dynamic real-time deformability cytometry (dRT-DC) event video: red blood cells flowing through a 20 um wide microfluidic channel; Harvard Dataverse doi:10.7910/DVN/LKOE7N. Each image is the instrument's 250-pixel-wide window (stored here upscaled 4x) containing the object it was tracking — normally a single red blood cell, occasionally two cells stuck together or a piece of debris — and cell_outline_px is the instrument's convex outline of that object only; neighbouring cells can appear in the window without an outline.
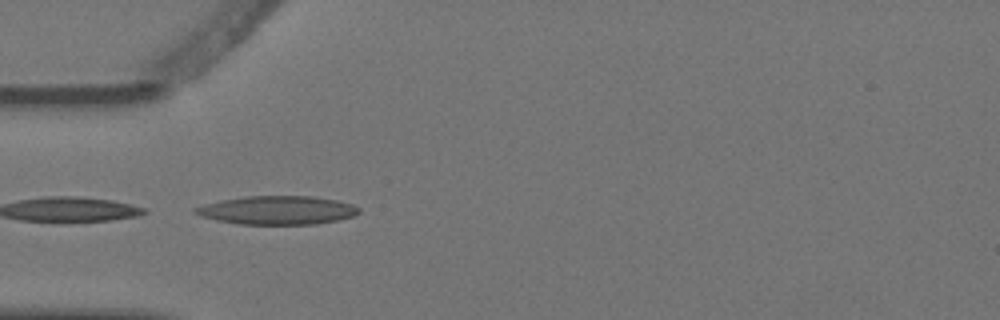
{"species": "Egyptian fruit bat (a non-hibernating species)", "species_latin": "Rousettus aegyptiacus", "temperature_condition": "warm", "stored_images_in_passage": 4, "camera_frame_rate_fps": 3000, "um_per_image_px": 0.085, "animal": {"sex": "female"}, "frame": {"image": 1, "passage_image": 3, "time_ms": 0.667, "image_size_px": [1000, 320], "cell_outline_px": [[360, 212], [352, 216], [336, 220], [316, 224], [240, 224], [216, 220], [200, 216], [192, 212], [192, 208], [204, 204], [220, 200], [244, 196], [312, 196], [336, 200], [352, 204], [360, 208]], "centroid_in_image_um": [23.52, 17.86], "position_along_channel_um": 61.5, "area_um2": 27.28}}